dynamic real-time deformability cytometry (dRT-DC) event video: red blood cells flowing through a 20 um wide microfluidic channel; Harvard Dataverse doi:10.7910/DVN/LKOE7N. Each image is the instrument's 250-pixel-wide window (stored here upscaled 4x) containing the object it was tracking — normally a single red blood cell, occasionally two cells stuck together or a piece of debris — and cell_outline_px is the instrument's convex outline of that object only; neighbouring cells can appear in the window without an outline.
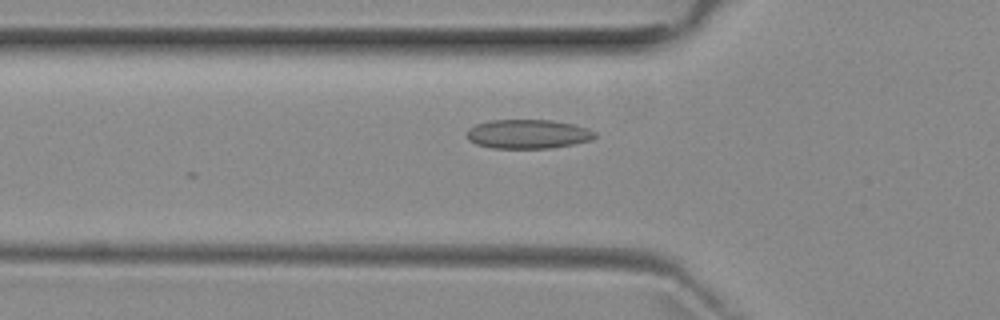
{"species": "common noctule bat (a hibernating species)", "species_latin": "Nyctalus noctula", "temperature_condition": "room temperature", "stored_images_in_passage": 3, "camera_frame_rate_fps": 3000, "um_per_image_px": 0.085, "animal": {"sex": "female", "body_mass_g": 29.2, "forearm_length_mm": 56.3}, "frame": {"image": 1, "passage_image": 3, "time_ms": 3.0, "image_size_px": [1000, 320], "cell_outline_px": [[596, 136], [592, 140], [572, 144], [548, 148], [492, 148], [476, 144], [468, 140], [468, 128], [476, 124], [488, 120], [552, 120], [572, 124], [588, 128], [596, 132]], "centroid_in_image_um": [44.87, 11.39], "position_along_channel_um": 80.9, "area_um2": 21.73}}